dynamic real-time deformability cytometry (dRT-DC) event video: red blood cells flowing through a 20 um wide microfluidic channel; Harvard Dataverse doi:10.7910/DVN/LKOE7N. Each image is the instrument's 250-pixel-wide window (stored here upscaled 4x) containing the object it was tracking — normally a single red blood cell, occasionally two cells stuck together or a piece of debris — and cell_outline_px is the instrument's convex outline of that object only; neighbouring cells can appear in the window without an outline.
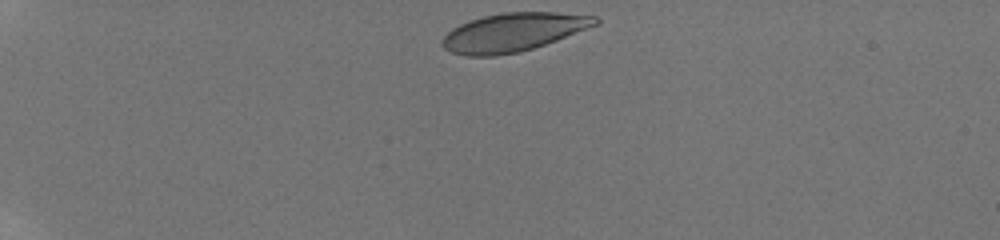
{"species": "human", "species_latin": "Homo sapiens", "temperature_condition": "room temperature", "stored_images_in_passage": 41, "camera_frame_rate_fps": 3000, "um_per_image_px": 0.085, "donor": {"sex": "male"}, "frame": {"image": 1, "passage_image": 1, "time_ms": 0.0, "image_size_px": [1000, 240], "cell_outline_px": [[600, 24], [556, 40], [520, 52], [496, 56], [468, 56], [452, 52], [444, 48], [440, 44], [444, 36], [452, 28], [460, 24], [484, 16], [504, 12], [552, 12], [596, 16], [600, 20]], "centroid_in_image_um": [43.63, 2.74], "position_along_channel_um": 41.4, "area_um2": 34.16}}
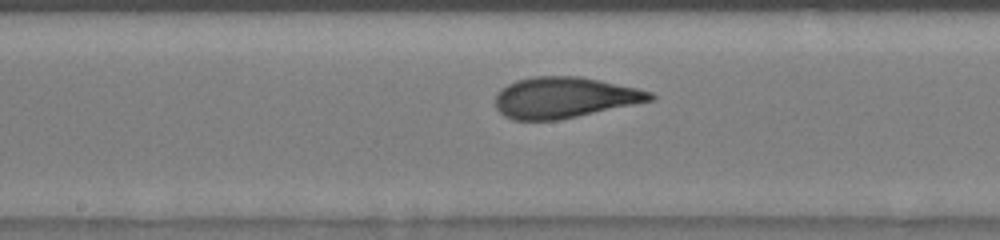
{"frame": {"image": 2, "passage_image": 19, "time_ms": 6.0, "image_size_px": [1000, 240], "cell_outline_px": [[656, 96], [652, 100], [576, 116], [556, 120], [512, 120], [504, 116], [496, 108], [496, 96], [500, 88], [516, 80], [532, 76], [580, 76], [600, 80], [636, 88], [652, 92]], "centroid_in_image_um": [47.92, 8.28], "position_along_channel_um": 200.3, "area_um2": 36.65}}
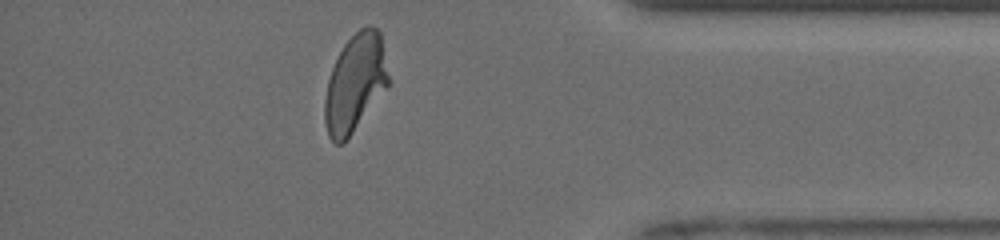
{"frame": {"image": 3, "passage_image": 36, "time_ms": 11.667, "image_size_px": [1000, 240], "cell_outline_px": [[392, 80], [388, 88], [344, 144], [336, 144], [328, 136], [324, 120], [324, 100], [328, 80], [332, 68], [344, 44], [360, 28], [376, 28], [380, 32]], "centroid_in_image_um": [30.22, 7.11], "position_along_channel_um": 405.0, "area_um2": 36.7}, "authors_computed_cell_mechanics": {"area_um2": 36.5874, "velocity_mm_per_s": 3.9401, "shape_relaxation_time_tau1_ms": 3.4447, "shape_relaxation_time_tau2_ms": 0.739, "deformation_change_tau1": 0.1604, "deformation_change_tau2": 0.0659}}